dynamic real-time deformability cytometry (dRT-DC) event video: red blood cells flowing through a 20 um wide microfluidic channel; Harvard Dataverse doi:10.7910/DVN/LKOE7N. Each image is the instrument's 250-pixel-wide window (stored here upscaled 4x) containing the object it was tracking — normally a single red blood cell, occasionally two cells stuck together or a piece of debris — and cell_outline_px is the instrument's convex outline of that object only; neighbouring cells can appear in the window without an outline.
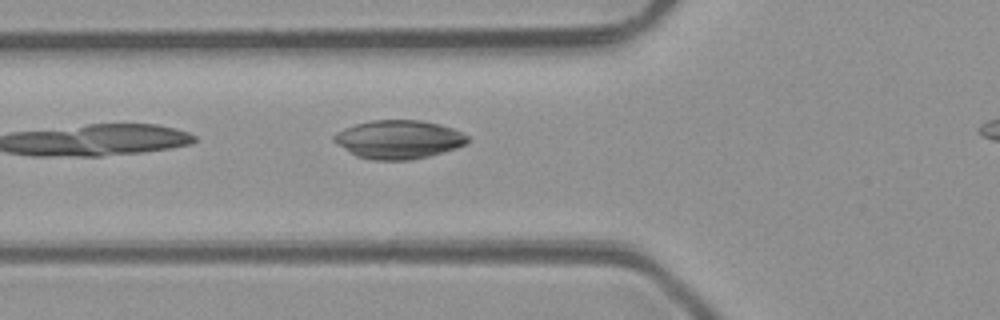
{"species": "common noctule bat (a hibernating species)", "species_latin": "Nyctalus noctula", "temperature_condition": "room temperature", "stored_images_in_passage": 4, "segment_of_instrument_passage": [1, 2], "camera_frame_rate_fps": 3000, "um_per_image_px": 0.085, "animal": {"sex": "male", "body_mass_g": 23.1, "forearm_length_mm": 52.7}, "frame": {"image": 1, "passage_image": 3, "time_ms": 2.333, "image_size_px": [1000, 320], "cell_outline_px": [[468, 140], [464, 144], [456, 148], [428, 156], [408, 160], [372, 160], [356, 156], [332, 140], [332, 136], [336, 132], [344, 128], [356, 124], [372, 120], [420, 120], [440, 124], [452, 128], [468, 136]], "centroid_in_image_um": [33.85, 11.85], "position_along_channel_um": 91.9, "area_um2": 29.82}}